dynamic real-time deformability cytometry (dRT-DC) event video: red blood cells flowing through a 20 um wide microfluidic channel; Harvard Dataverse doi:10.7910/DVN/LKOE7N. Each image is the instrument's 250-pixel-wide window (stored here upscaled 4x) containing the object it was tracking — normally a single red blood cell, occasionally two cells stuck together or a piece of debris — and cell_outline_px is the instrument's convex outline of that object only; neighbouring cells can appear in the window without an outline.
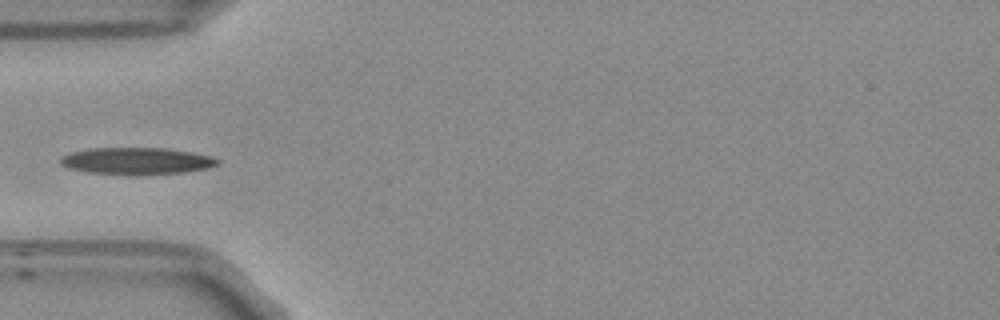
{"species": "Egyptian fruit bat (a non-hibernating species)", "species_latin": "Rousettus aegyptiacus", "temperature_condition": "room temperature", "stored_images_in_passage": 38, "camera_frame_rate_fps": 3000, "um_per_image_px": 0.085, "frame": {"image": 1, "passage_image": 1, "time_ms": 0.0, "image_size_px": [1000, 320], "cell_outline_px": [[220, 164], [208, 168], [184, 172], [140, 176], [128, 176], [84, 172], [68, 168], [60, 164], [60, 156], [72, 152], [92, 148], [164, 148], [192, 152], [212, 156], [220, 160]], "centroid_in_image_um": [11.61, 13.71], "position_along_channel_um": 73.4, "area_um2": 25.26}}
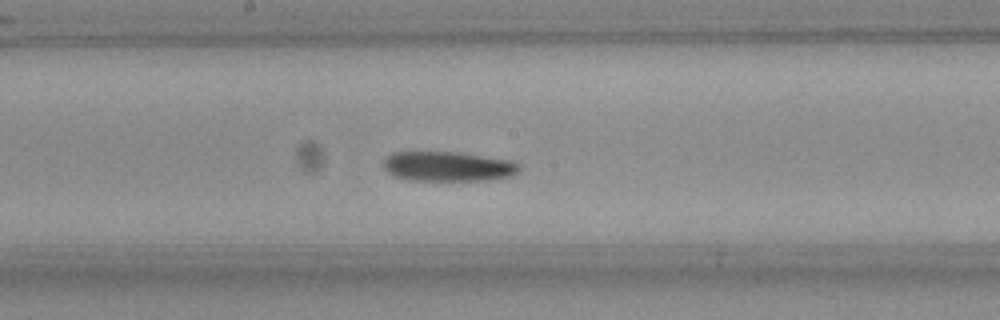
{"frame": {"image": 2, "passage_image": 12, "time_ms": 3.667, "image_size_px": [1000, 320], "cell_outline_px": [[520, 168], [512, 176], [488, 180], [408, 180], [396, 176], [388, 172], [384, 168], [384, 160], [392, 152], [452, 152], [508, 160], [516, 164]], "centroid_in_image_um": [38.03, 14.15], "position_along_channel_um": 210.2, "area_um2": 23.06}}
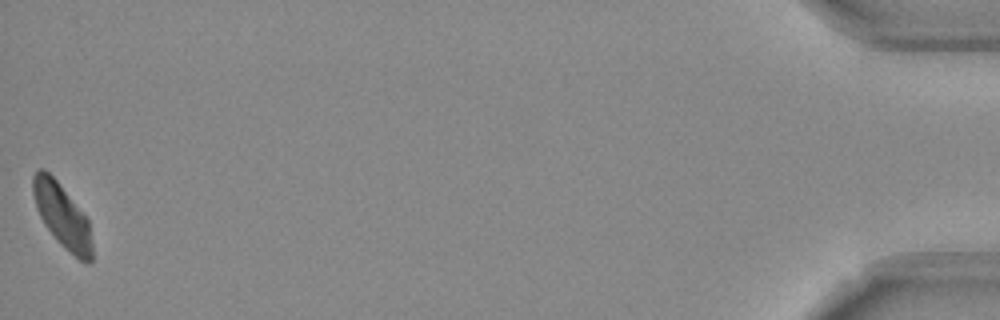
{"frame": {"image": 3, "passage_image": 38, "time_ms": 12.333, "image_size_px": [1000, 320], "cell_outline_px": [[92, 264], [84, 264], [64, 248], [56, 240], [44, 224], [36, 208], [32, 192], [32, 176], [40, 168], [44, 168], [56, 180], [88, 220], [92, 244]], "centroid_in_image_um": [5.28, 18.39], "position_along_channel_um": 429.9, "area_um2": 21.91}}